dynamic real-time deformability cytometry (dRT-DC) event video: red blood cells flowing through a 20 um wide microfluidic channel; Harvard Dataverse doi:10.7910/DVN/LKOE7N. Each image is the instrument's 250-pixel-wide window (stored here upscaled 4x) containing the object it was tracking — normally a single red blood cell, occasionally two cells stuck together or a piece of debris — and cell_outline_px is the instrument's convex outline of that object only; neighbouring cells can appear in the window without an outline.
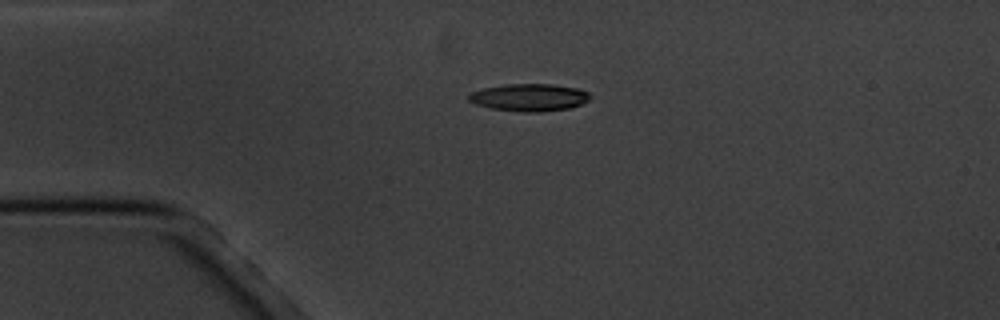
{"species": "common noctule bat (a hibernating species)", "species_latin": "Nyctalus noctula", "temperature_condition": "cold", "stored_images_in_passage": 3, "camera_frame_rate_fps": 3000, "um_per_image_px": 0.085, "animal": {"sex": "male", "body_mass_g": 20.1, "forearm_length_mm": 53.5}, "frame": {"image": 1, "passage_image": 3, "time_ms": 2.333, "image_size_px": [1000, 320], "cell_outline_px": [[592, 96], [588, 100], [580, 104], [568, 108], [540, 112], [524, 112], [492, 108], [476, 104], [468, 100], [468, 96], [472, 92], [484, 88], [504, 84], [552, 84], [576, 88], [588, 92]], "centroid_in_image_um": [44.99, 8.27], "position_along_channel_um": 40.0, "area_um2": 19.19}}